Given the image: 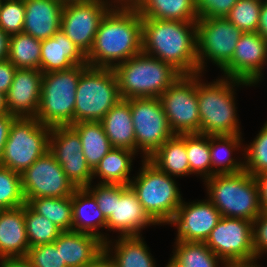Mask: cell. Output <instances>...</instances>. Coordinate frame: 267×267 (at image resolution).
<instances>
[{
	"mask_svg": "<svg viewBox=\"0 0 267 267\" xmlns=\"http://www.w3.org/2000/svg\"><path fill=\"white\" fill-rule=\"evenodd\" d=\"M142 52V17L132 4H114L97 30L86 56L91 67L114 68Z\"/></svg>",
	"mask_w": 267,
	"mask_h": 267,
	"instance_id": "obj_1",
	"label": "cell"
},
{
	"mask_svg": "<svg viewBox=\"0 0 267 267\" xmlns=\"http://www.w3.org/2000/svg\"><path fill=\"white\" fill-rule=\"evenodd\" d=\"M142 52L181 75L198 74L196 22L142 18Z\"/></svg>",
	"mask_w": 267,
	"mask_h": 267,
	"instance_id": "obj_2",
	"label": "cell"
},
{
	"mask_svg": "<svg viewBox=\"0 0 267 267\" xmlns=\"http://www.w3.org/2000/svg\"><path fill=\"white\" fill-rule=\"evenodd\" d=\"M202 75L197 74L200 134L241 135L233 87L249 86L248 83L223 76L211 83H205L200 79Z\"/></svg>",
	"mask_w": 267,
	"mask_h": 267,
	"instance_id": "obj_3",
	"label": "cell"
},
{
	"mask_svg": "<svg viewBox=\"0 0 267 267\" xmlns=\"http://www.w3.org/2000/svg\"><path fill=\"white\" fill-rule=\"evenodd\" d=\"M122 99L159 98L181 74L170 64L143 52L113 68Z\"/></svg>",
	"mask_w": 267,
	"mask_h": 267,
	"instance_id": "obj_4",
	"label": "cell"
},
{
	"mask_svg": "<svg viewBox=\"0 0 267 267\" xmlns=\"http://www.w3.org/2000/svg\"><path fill=\"white\" fill-rule=\"evenodd\" d=\"M204 182L208 200L223 217L253 222L262 213L256 179L245 170L236 174H215Z\"/></svg>",
	"mask_w": 267,
	"mask_h": 267,
	"instance_id": "obj_5",
	"label": "cell"
},
{
	"mask_svg": "<svg viewBox=\"0 0 267 267\" xmlns=\"http://www.w3.org/2000/svg\"><path fill=\"white\" fill-rule=\"evenodd\" d=\"M142 166L129 186L136 193L144 211L157 225L169 224L183 201L177 183L148 159H142Z\"/></svg>",
	"mask_w": 267,
	"mask_h": 267,
	"instance_id": "obj_6",
	"label": "cell"
},
{
	"mask_svg": "<svg viewBox=\"0 0 267 267\" xmlns=\"http://www.w3.org/2000/svg\"><path fill=\"white\" fill-rule=\"evenodd\" d=\"M88 64L68 70L43 73L41 100L36 118L50 128L74 123L75 93L82 72Z\"/></svg>",
	"mask_w": 267,
	"mask_h": 267,
	"instance_id": "obj_7",
	"label": "cell"
},
{
	"mask_svg": "<svg viewBox=\"0 0 267 267\" xmlns=\"http://www.w3.org/2000/svg\"><path fill=\"white\" fill-rule=\"evenodd\" d=\"M121 99L113 68L88 66L80 75L75 93L74 123L100 122Z\"/></svg>",
	"mask_w": 267,
	"mask_h": 267,
	"instance_id": "obj_8",
	"label": "cell"
},
{
	"mask_svg": "<svg viewBox=\"0 0 267 267\" xmlns=\"http://www.w3.org/2000/svg\"><path fill=\"white\" fill-rule=\"evenodd\" d=\"M51 128L37 118L17 117L10 128L0 165L22 174L49 150Z\"/></svg>",
	"mask_w": 267,
	"mask_h": 267,
	"instance_id": "obj_9",
	"label": "cell"
},
{
	"mask_svg": "<svg viewBox=\"0 0 267 267\" xmlns=\"http://www.w3.org/2000/svg\"><path fill=\"white\" fill-rule=\"evenodd\" d=\"M130 109L135 131V152L149 159L174 133L159 98H131Z\"/></svg>",
	"mask_w": 267,
	"mask_h": 267,
	"instance_id": "obj_10",
	"label": "cell"
},
{
	"mask_svg": "<svg viewBox=\"0 0 267 267\" xmlns=\"http://www.w3.org/2000/svg\"><path fill=\"white\" fill-rule=\"evenodd\" d=\"M205 243L225 264L256 262L252 221L222 216Z\"/></svg>",
	"mask_w": 267,
	"mask_h": 267,
	"instance_id": "obj_11",
	"label": "cell"
},
{
	"mask_svg": "<svg viewBox=\"0 0 267 267\" xmlns=\"http://www.w3.org/2000/svg\"><path fill=\"white\" fill-rule=\"evenodd\" d=\"M196 28L198 74L204 71L207 60L222 70L231 61L243 32L226 18H199Z\"/></svg>",
	"mask_w": 267,
	"mask_h": 267,
	"instance_id": "obj_12",
	"label": "cell"
},
{
	"mask_svg": "<svg viewBox=\"0 0 267 267\" xmlns=\"http://www.w3.org/2000/svg\"><path fill=\"white\" fill-rule=\"evenodd\" d=\"M159 99L174 134L200 133L197 74L181 75Z\"/></svg>",
	"mask_w": 267,
	"mask_h": 267,
	"instance_id": "obj_13",
	"label": "cell"
},
{
	"mask_svg": "<svg viewBox=\"0 0 267 267\" xmlns=\"http://www.w3.org/2000/svg\"><path fill=\"white\" fill-rule=\"evenodd\" d=\"M113 3L112 0H90L63 5L61 29L85 56L92 49L100 22Z\"/></svg>",
	"mask_w": 267,
	"mask_h": 267,
	"instance_id": "obj_14",
	"label": "cell"
},
{
	"mask_svg": "<svg viewBox=\"0 0 267 267\" xmlns=\"http://www.w3.org/2000/svg\"><path fill=\"white\" fill-rule=\"evenodd\" d=\"M21 183L26 203L39 197L72 196L76 190L49 150L21 174Z\"/></svg>",
	"mask_w": 267,
	"mask_h": 267,
	"instance_id": "obj_15",
	"label": "cell"
},
{
	"mask_svg": "<svg viewBox=\"0 0 267 267\" xmlns=\"http://www.w3.org/2000/svg\"><path fill=\"white\" fill-rule=\"evenodd\" d=\"M49 151L76 189L87 188L92 184L93 170L82 152L80 137L71 126L51 128Z\"/></svg>",
	"mask_w": 267,
	"mask_h": 267,
	"instance_id": "obj_16",
	"label": "cell"
},
{
	"mask_svg": "<svg viewBox=\"0 0 267 267\" xmlns=\"http://www.w3.org/2000/svg\"><path fill=\"white\" fill-rule=\"evenodd\" d=\"M267 62V40L257 32H245L237 41L231 61L221 70L223 76L247 82L249 87L263 79Z\"/></svg>",
	"mask_w": 267,
	"mask_h": 267,
	"instance_id": "obj_17",
	"label": "cell"
},
{
	"mask_svg": "<svg viewBox=\"0 0 267 267\" xmlns=\"http://www.w3.org/2000/svg\"><path fill=\"white\" fill-rule=\"evenodd\" d=\"M221 218L219 210L208 199L191 203L183 200L169 224L177 226L175 240L205 242Z\"/></svg>",
	"mask_w": 267,
	"mask_h": 267,
	"instance_id": "obj_18",
	"label": "cell"
},
{
	"mask_svg": "<svg viewBox=\"0 0 267 267\" xmlns=\"http://www.w3.org/2000/svg\"><path fill=\"white\" fill-rule=\"evenodd\" d=\"M157 225L144 211L136 193L128 185L114 184V206L106 228L119 236H139L141 229Z\"/></svg>",
	"mask_w": 267,
	"mask_h": 267,
	"instance_id": "obj_19",
	"label": "cell"
},
{
	"mask_svg": "<svg viewBox=\"0 0 267 267\" xmlns=\"http://www.w3.org/2000/svg\"><path fill=\"white\" fill-rule=\"evenodd\" d=\"M42 76L40 70L17 68L6 94L9 114L15 117L36 118L41 100Z\"/></svg>",
	"mask_w": 267,
	"mask_h": 267,
	"instance_id": "obj_20",
	"label": "cell"
},
{
	"mask_svg": "<svg viewBox=\"0 0 267 267\" xmlns=\"http://www.w3.org/2000/svg\"><path fill=\"white\" fill-rule=\"evenodd\" d=\"M25 19L23 33L46 40L61 29L63 5L56 0H23Z\"/></svg>",
	"mask_w": 267,
	"mask_h": 267,
	"instance_id": "obj_21",
	"label": "cell"
},
{
	"mask_svg": "<svg viewBox=\"0 0 267 267\" xmlns=\"http://www.w3.org/2000/svg\"><path fill=\"white\" fill-rule=\"evenodd\" d=\"M82 64H87L86 56L62 29L52 37L41 41L40 71L42 73L68 70Z\"/></svg>",
	"mask_w": 267,
	"mask_h": 267,
	"instance_id": "obj_22",
	"label": "cell"
},
{
	"mask_svg": "<svg viewBox=\"0 0 267 267\" xmlns=\"http://www.w3.org/2000/svg\"><path fill=\"white\" fill-rule=\"evenodd\" d=\"M53 243L67 267H85L104 249V242L98 237L73 230L62 231Z\"/></svg>",
	"mask_w": 267,
	"mask_h": 267,
	"instance_id": "obj_23",
	"label": "cell"
},
{
	"mask_svg": "<svg viewBox=\"0 0 267 267\" xmlns=\"http://www.w3.org/2000/svg\"><path fill=\"white\" fill-rule=\"evenodd\" d=\"M24 220V205L0 210V259L26 257L29 249Z\"/></svg>",
	"mask_w": 267,
	"mask_h": 267,
	"instance_id": "obj_24",
	"label": "cell"
},
{
	"mask_svg": "<svg viewBox=\"0 0 267 267\" xmlns=\"http://www.w3.org/2000/svg\"><path fill=\"white\" fill-rule=\"evenodd\" d=\"M90 213V214H89ZM72 230L88 233L101 239L104 243L109 240L99 229H106L107 220L94 196L86 189H76L72 195Z\"/></svg>",
	"mask_w": 267,
	"mask_h": 267,
	"instance_id": "obj_25",
	"label": "cell"
},
{
	"mask_svg": "<svg viewBox=\"0 0 267 267\" xmlns=\"http://www.w3.org/2000/svg\"><path fill=\"white\" fill-rule=\"evenodd\" d=\"M100 122L112 147L125 148L135 152V131L130 99H121Z\"/></svg>",
	"mask_w": 267,
	"mask_h": 267,
	"instance_id": "obj_26",
	"label": "cell"
},
{
	"mask_svg": "<svg viewBox=\"0 0 267 267\" xmlns=\"http://www.w3.org/2000/svg\"><path fill=\"white\" fill-rule=\"evenodd\" d=\"M132 5L142 18L196 22L195 0H135Z\"/></svg>",
	"mask_w": 267,
	"mask_h": 267,
	"instance_id": "obj_27",
	"label": "cell"
},
{
	"mask_svg": "<svg viewBox=\"0 0 267 267\" xmlns=\"http://www.w3.org/2000/svg\"><path fill=\"white\" fill-rule=\"evenodd\" d=\"M141 236H117L115 244L108 240L104 243V249L114 259L117 267H156V262L148 251L149 247Z\"/></svg>",
	"mask_w": 267,
	"mask_h": 267,
	"instance_id": "obj_28",
	"label": "cell"
},
{
	"mask_svg": "<svg viewBox=\"0 0 267 267\" xmlns=\"http://www.w3.org/2000/svg\"><path fill=\"white\" fill-rule=\"evenodd\" d=\"M148 160L172 177L189 175L186 134H174Z\"/></svg>",
	"mask_w": 267,
	"mask_h": 267,
	"instance_id": "obj_29",
	"label": "cell"
},
{
	"mask_svg": "<svg viewBox=\"0 0 267 267\" xmlns=\"http://www.w3.org/2000/svg\"><path fill=\"white\" fill-rule=\"evenodd\" d=\"M135 155L136 152L132 150L113 147L93 170V179L99 176V179L102 178L99 183L129 186Z\"/></svg>",
	"mask_w": 267,
	"mask_h": 267,
	"instance_id": "obj_30",
	"label": "cell"
},
{
	"mask_svg": "<svg viewBox=\"0 0 267 267\" xmlns=\"http://www.w3.org/2000/svg\"><path fill=\"white\" fill-rule=\"evenodd\" d=\"M241 136H210L211 177L215 174H236L244 171V160L238 162L232 157L233 151L241 148Z\"/></svg>",
	"mask_w": 267,
	"mask_h": 267,
	"instance_id": "obj_31",
	"label": "cell"
},
{
	"mask_svg": "<svg viewBox=\"0 0 267 267\" xmlns=\"http://www.w3.org/2000/svg\"><path fill=\"white\" fill-rule=\"evenodd\" d=\"M71 127L78 133L86 162L94 170L113 148L101 122L81 121L73 123Z\"/></svg>",
	"mask_w": 267,
	"mask_h": 267,
	"instance_id": "obj_32",
	"label": "cell"
},
{
	"mask_svg": "<svg viewBox=\"0 0 267 267\" xmlns=\"http://www.w3.org/2000/svg\"><path fill=\"white\" fill-rule=\"evenodd\" d=\"M170 261L175 267H220L225 263L214 254L205 242L175 241Z\"/></svg>",
	"mask_w": 267,
	"mask_h": 267,
	"instance_id": "obj_33",
	"label": "cell"
},
{
	"mask_svg": "<svg viewBox=\"0 0 267 267\" xmlns=\"http://www.w3.org/2000/svg\"><path fill=\"white\" fill-rule=\"evenodd\" d=\"M41 40L26 33L10 36L8 60L16 68L40 70Z\"/></svg>",
	"mask_w": 267,
	"mask_h": 267,
	"instance_id": "obj_34",
	"label": "cell"
},
{
	"mask_svg": "<svg viewBox=\"0 0 267 267\" xmlns=\"http://www.w3.org/2000/svg\"><path fill=\"white\" fill-rule=\"evenodd\" d=\"M27 204L36 213L52 221L62 231L72 230V196L60 198L39 197L30 199Z\"/></svg>",
	"mask_w": 267,
	"mask_h": 267,
	"instance_id": "obj_35",
	"label": "cell"
},
{
	"mask_svg": "<svg viewBox=\"0 0 267 267\" xmlns=\"http://www.w3.org/2000/svg\"><path fill=\"white\" fill-rule=\"evenodd\" d=\"M189 175L198 174L206 180L211 177L210 136L200 133L186 134Z\"/></svg>",
	"mask_w": 267,
	"mask_h": 267,
	"instance_id": "obj_36",
	"label": "cell"
},
{
	"mask_svg": "<svg viewBox=\"0 0 267 267\" xmlns=\"http://www.w3.org/2000/svg\"><path fill=\"white\" fill-rule=\"evenodd\" d=\"M24 220L29 247L53 243L62 230L45 216L36 213L24 204Z\"/></svg>",
	"mask_w": 267,
	"mask_h": 267,
	"instance_id": "obj_37",
	"label": "cell"
},
{
	"mask_svg": "<svg viewBox=\"0 0 267 267\" xmlns=\"http://www.w3.org/2000/svg\"><path fill=\"white\" fill-rule=\"evenodd\" d=\"M25 203L21 174L0 165V210L18 208Z\"/></svg>",
	"mask_w": 267,
	"mask_h": 267,
	"instance_id": "obj_38",
	"label": "cell"
},
{
	"mask_svg": "<svg viewBox=\"0 0 267 267\" xmlns=\"http://www.w3.org/2000/svg\"><path fill=\"white\" fill-rule=\"evenodd\" d=\"M263 0H238L225 17L235 27L245 32H257Z\"/></svg>",
	"mask_w": 267,
	"mask_h": 267,
	"instance_id": "obj_39",
	"label": "cell"
},
{
	"mask_svg": "<svg viewBox=\"0 0 267 267\" xmlns=\"http://www.w3.org/2000/svg\"><path fill=\"white\" fill-rule=\"evenodd\" d=\"M243 150L244 170L247 173L256 176L267 171V121L253 142Z\"/></svg>",
	"mask_w": 267,
	"mask_h": 267,
	"instance_id": "obj_40",
	"label": "cell"
},
{
	"mask_svg": "<svg viewBox=\"0 0 267 267\" xmlns=\"http://www.w3.org/2000/svg\"><path fill=\"white\" fill-rule=\"evenodd\" d=\"M25 6L23 0H3L0 8V28L9 36L23 32Z\"/></svg>",
	"mask_w": 267,
	"mask_h": 267,
	"instance_id": "obj_41",
	"label": "cell"
},
{
	"mask_svg": "<svg viewBox=\"0 0 267 267\" xmlns=\"http://www.w3.org/2000/svg\"><path fill=\"white\" fill-rule=\"evenodd\" d=\"M26 258L32 267H67L54 243L30 247Z\"/></svg>",
	"mask_w": 267,
	"mask_h": 267,
	"instance_id": "obj_42",
	"label": "cell"
},
{
	"mask_svg": "<svg viewBox=\"0 0 267 267\" xmlns=\"http://www.w3.org/2000/svg\"><path fill=\"white\" fill-rule=\"evenodd\" d=\"M238 0H195L198 18H225Z\"/></svg>",
	"mask_w": 267,
	"mask_h": 267,
	"instance_id": "obj_43",
	"label": "cell"
},
{
	"mask_svg": "<svg viewBox=\"0 0 267 267\" xmlns=\"http://www.w3.org/2000/svg\"><path fill=\"white\" fill-rule=\"evenodd\" d=\"M96 199L98 208L102 211L105 219L111 216L114 206V184L98 183L86 188Z\"/></svg>",
	"mask_w": 267,
	"mask_h": 267,
	"instance_id": "obj_44",
	"label": "cell"
},
{
	"mask_svg": "<svg viewBox=\"0 0 267 267\" xmlns=\"http://www.w3.org/2000/svg\"><path fill=\"white\" fill-rule=\"evenodd\" d=\"M254 251L256 261L267 253V212H262L253 221Z\"/></svg>",
	"mask_w": 267,
	"mask_h": 267,
	"instance_id": "obj_45",
	"label": "cell"
},
{
	"mask_svg": "<svg viewBox=\"0 0 267 267\" xmlns=\"http://www.w3.org/2000/svg\"><path fill=\"white\" fill-rule=\"evenodd\" d=\"M17 68L9 61L0 62V92L7 94Z\"/></svg>",
	"mask_w": 267,
	"mask_h": 267,
	"instance_id": "obj_46",
	"label": "cell"
},
{
	"mask_svg": "<svg viewBox=\"0 0 267 267\" xmlns=\"http://www.w3.org/2000/svg\"><path fill=\"white\" fill-rule=\"evenodd\" d=\"M16 118L17 117L9 113L0 115V160L2 158L4 146L9 136L11 125Z\"/></svg>",
	"mask_w": 267,
	"mask_h": 267,
	"instance_id": "obj_47",
	"label": "cell"
},
{
	"mask_svg": "<svg viewBox=\"0 0 267 267\" xmlns=\"http://www.w3.org/2000/svg\"><path fill=\"white\" fill-rule=\"evenodd\" d=\"M258 185L262 212H267V171L254 176Z\"/></svg>",
	"mask_w": 267,
	"mask_h": 267,
	"instance_id": "obj_48",
	"label": "cell"
},
{
	"mask_svg": "<svg viewBox=\"0 0 267 267\" xmlns=\"http://www.w3.org/2000/svg\"><path fill=\"white\" fill-rule=\"evenodd\" d=\"M85 267H117L114 259L110 254L103 249V251Z\"/></svg>",
	"mask_w": 267,
	"mask_h": 267,
	"instance_id": "obj_49",
	"label": "cell"
},
{
	"mask_svg": "<svg viewBox=\"0 0 267 267\" xmlns=\"http://www.w3.org/2000/svg\"><path fill=\"white\" fill-rule=\"evenodd\" d=\"M0 267H32L26 257H6L0 259Z\"/></svg>",
	"mask_w": 267,
	"mask_h": 267,
	"instance_id": "obj_50",
	"label": "cell"
},
{
	"mask_svg": "<svg viewBox=\"0 0 267 267\" xmlns=\"http://www.w3.org/2000/svg\"><path fill=\"white\" fill-rule=\"evenodd\" d=\"M257 33L267 40V0H263Z\"/></svg>",
	"mask_w": 267,
	"mask_h": 267,
	"instance_id": "obj_51",
	"label": "cell"
},
{
	"mask_svg": "<svg viewBox=\"0 0 267 267\" xmlns=\"http://www.w3.org/2000/svg\"><path fill=\"white\" fill-rule=\"evenodd\" d=\"M10 36L0 28V62L8 60Z\"/></svg>",
	"mask_w": 267,
	"mask_h": 267,
	"instance_id": "obj_52",
	"label": "cell"
},
{
	"mask_svg": "<svg viewBox=\"0 0 267 267\" xmlns=\"http://www.w3.org/2000/svg\"><path fill=\"white\" fill-rule=\"evenodd\" d=\"M8 113L6 94L0 92V115Z\"/></svg>",
	"mask_w": 267,
	"mask_h": 267,
	"instance_id": "obj_53",
	"label": "cell"
},
{
	"mask_svg": "<svg viewBox=\"0 0 267 267\" xmlns=\"http://www.w3.org/2000/svg\"><path fill=\"white\" fill-rule=\"evenodd\" d=\"M222 267H260L256 262L253 263H236V264H225Z\"/></svg>",
	"mask_w": 267,
	"mask_h": 267,
	"instance_id": "obj_54",
	"label": "cell"
},
{
	"mask_svg": "<svg viewBox=\"0 0 267 267\" xmlns=\"http://www.w3.org/2000/svg\"><path fill=\"white\" fill-rule=\"evenodd\" d=\"M56 1H59L62 5H67L73 3H84L90 0H56Z\"/></svg>",
	"mask_w": 267,
	"mask_h": 267,
	"instance_id": "obj_55",
	"label": "cell"
},
{
	"mask_svg": "<svg viewBox=\"0 0 267 267\" xmlns=\"http://www.w3.org/2000/svg\"><path fill=\"white\" fill-rule=\"evenodd\" d=\"M114 4H132L135 0H112Z\"/></svg>",
	"mask_w": 267,
	"mask_h": 267,
	"instance_id": "obj_56",
	"label": "cell"
},
{
	"mask_svg": "<svg viewBox=\"0 0 267 267\" xmlns=\"http://www.w3.org/2000/svg\"><path fill=\"white\" fill-rule=\"evenodd\" d=\"M165 267H175L174 264L169 260Z\"/></svg>",
	"mask_w": 267,
	"mask_h": 267,
	"instance_id": "obj_57",
	"label": "cell"
}]
</instances>
